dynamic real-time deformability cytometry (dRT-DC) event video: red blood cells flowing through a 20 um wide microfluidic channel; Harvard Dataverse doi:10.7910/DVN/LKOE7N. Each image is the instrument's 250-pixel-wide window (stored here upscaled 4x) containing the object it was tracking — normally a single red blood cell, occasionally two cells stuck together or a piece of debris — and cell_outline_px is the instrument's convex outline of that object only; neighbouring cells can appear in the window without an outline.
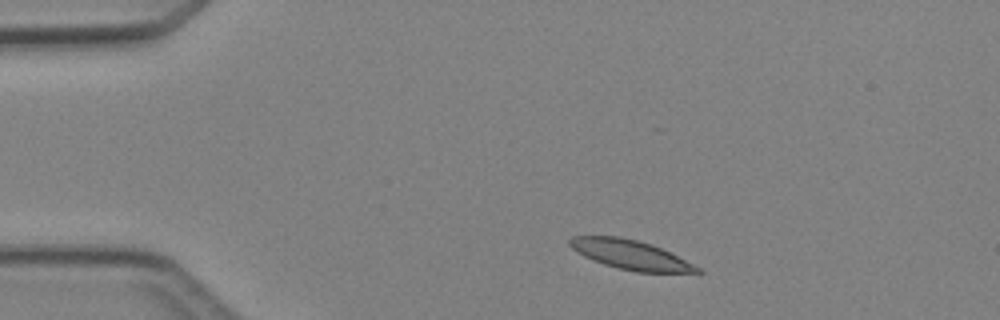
{"species": "Egyptian fruit bat (a non-hibernating species)", "species_latin": "Rousettus aegyptiacus", "temperature_condition": "cold", "stored_images_in_passage": 3, "camera_frame_rate_fps": 3000, "um_per_image_px": 0.085, "animal": {"sex": "female"}, "frame": {"image": 1, "passage_image": 1, "time_ms": 0.0, "image_size_px": [1000, 320], "cell_outline_px": [[704, 272], [636, 272], [616, 268], [592, 260], [576, 252], [568, 244], [568, 240], [572, 236], [620, 236], [652, 244], [700, 268]], "centroid_in_image_um": [53.51, 21.64], "position_along_channel_um": 31.5, "area_um2": 21.56}}
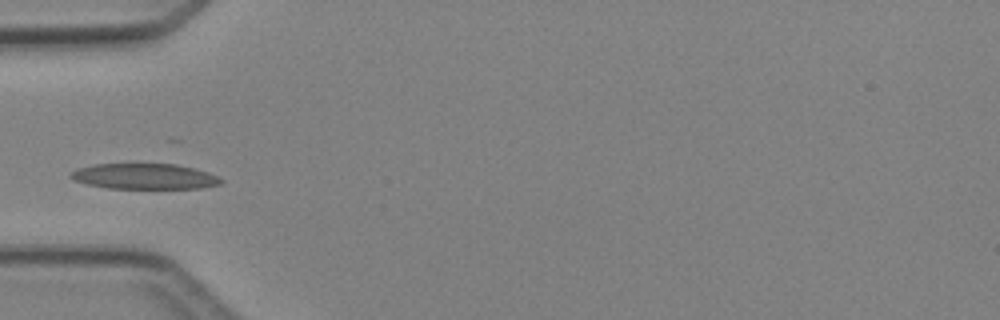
{"frame": {"image": 2, "passage_image": 3, "time_ms": 2.333, "image_size_px": [1000, 320], "cell_outline_px": [[224, 180], [220, 184], [200, 188], [108, 188], [88, 184], [76, 180], [68, 176], [76, 168], [92, 164], [176, 164], [208, 172], [220, 176]], "centroid_in_image_um": [12.3, 14.98], "position_along_channel_um": 72.7, "area_um2": 22.31}}